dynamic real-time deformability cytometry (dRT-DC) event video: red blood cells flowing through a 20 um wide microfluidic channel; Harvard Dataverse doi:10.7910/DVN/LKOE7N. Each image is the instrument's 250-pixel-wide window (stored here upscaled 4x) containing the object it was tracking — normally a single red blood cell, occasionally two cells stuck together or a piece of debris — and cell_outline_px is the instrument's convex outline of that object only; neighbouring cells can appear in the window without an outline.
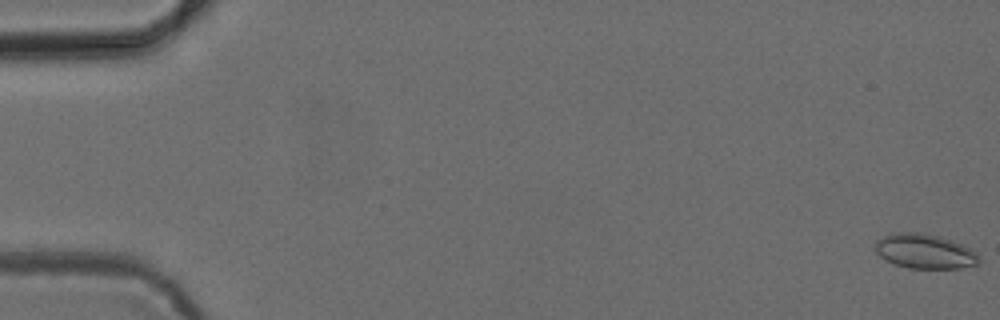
{"species": "common noctule bat (a hibernating species)", "species_latin": "Nyctalus noctula", "temperature_condition": "cold", "stored_images_in_passage": 55, "camera_frame_rate_fps": 3000, "um_per_image_px": 0.085, "animal": {"sex": "female", "body_mass_g": 24.6, "forearm_length_mm": 56.2}, "frame": {"image": 1, "passage_image": 1, "time_ms": 0.0, "image_size_px": [1000, 320], "cell_outline_px": [[980, 264], [960, 268], [908, 268], [896, 264], [880, 256], [876, 252], [876, 240], [884, 236], [896, 232], [920, 232], [940, 236], [964, 244], [976, 252], [980, 260]], "centroid_in_image_um": [78.65, 21.35], "position_along_channel_um": 6.4, "area_um2": 20.98}}
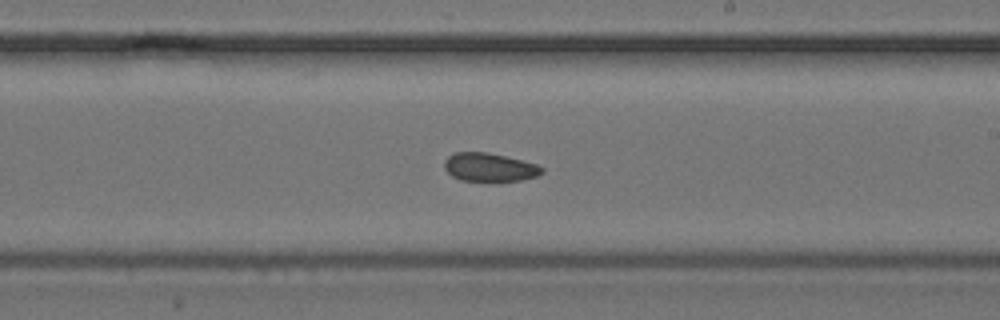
{"frame": {"image": 2, "passage_image": 32, "time_ms": 10.333, "image_size_px": [1000, 320], "cell_outline_px": [[544, 172], [536, 176], [520, 180], [460, 180], [452, 176], [444, 168], [444, 160], [448, 156], [456, 152], [488, 152], [536, 164], [544, 168]], "centroid_in_image_um": [41.58, 14.2], "position_along_channel_um": 247.4, "area_um2": 15.9}}
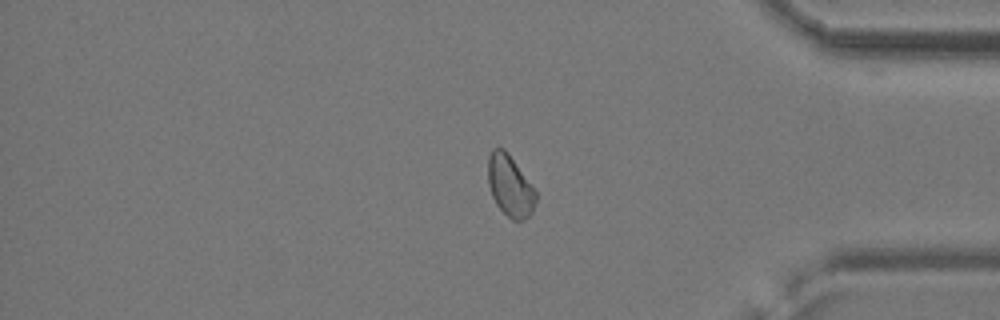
{"frame": {"image": 3, "passage_image": 45, "time_ms": 14.667, "image_size_px": [1000, 320], "cell_outline_px": [[536, 200], [532, 212], [524, 220], [512, 220], [496, 204], [492, 196], [488, 184], [488, 156], [492, 148], [504, 148], [508, 152], [536, 192]], "centroid_in_image_um": [43.33, 15.78], "position_along_channel_um": 391.9, "area_um2": 16.94}, "authors_computed_cell_mechanics": {"area_um2": 17.5712, "velocity_mm_per_s": 3.8691, "shape_relaxation_time_tau1_ms": null, "shape_relaxation_time_tau2_ms": 4.1333, "deformation_change_tau1": null, "deformation_change_tau2": 0.0738}}